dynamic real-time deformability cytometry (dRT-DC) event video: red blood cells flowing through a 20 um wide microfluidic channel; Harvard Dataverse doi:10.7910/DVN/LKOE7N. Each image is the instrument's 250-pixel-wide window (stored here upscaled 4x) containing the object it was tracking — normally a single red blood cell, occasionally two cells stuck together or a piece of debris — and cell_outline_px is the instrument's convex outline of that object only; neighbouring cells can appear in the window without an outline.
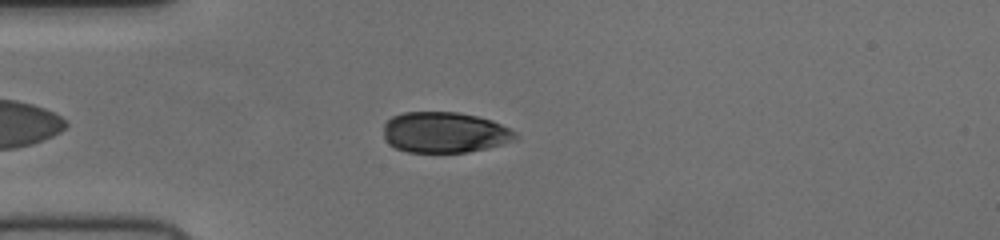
{"species": "human", "species_latin": "Homo sapiens", "temperature_condition": "cold", "stored_images_in_passage": 41, "camera_frame_rate_fps": 3000, "um_per_image_px": 0.085, "donor": {"sex": "female"}, "frame": {"image": 1, "passage_image": 6, "time_ms": 1.667, "image_size_px": [1000, 240], "cell_outline_px": [[516, 136], [500, 144], [488, 148], [468, 152], [408, 152], [396, 148], [388, 144], [384, 136], [384, 124], [392, 116], [404, 112], [460, 112], [492, 120], [516, 132]], "centroid_in_image_um": [37.73, 11.25], "position_along_channel_um": 47.3, "area_um2": 31.1}}
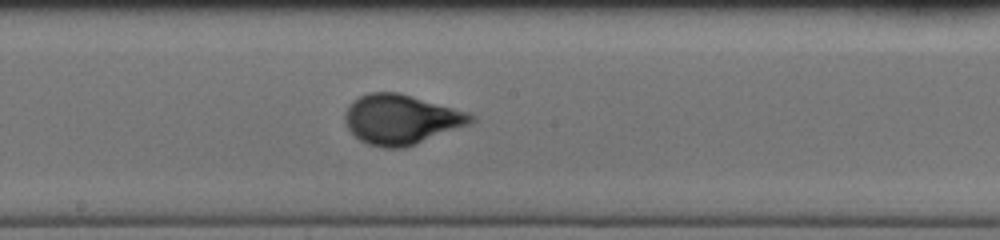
{"frame": {"image": 2, "passage_image": 20, "time_ms": 6.333, "image_size_px": [1000, 240], "cell_outline_px": [[472, 120], [468, 124], [416, 144], [404, 148], [380, 148], [368, 144], [360, 140], [348, 128], [344, 116], [352, 100], [368, 92], [400, 92], [468, 112], [472, 116]], "centroid_in_image_um": [34.05, 10.14], "position_along_channel_um": 214.1, "area_um2": 36.18}}
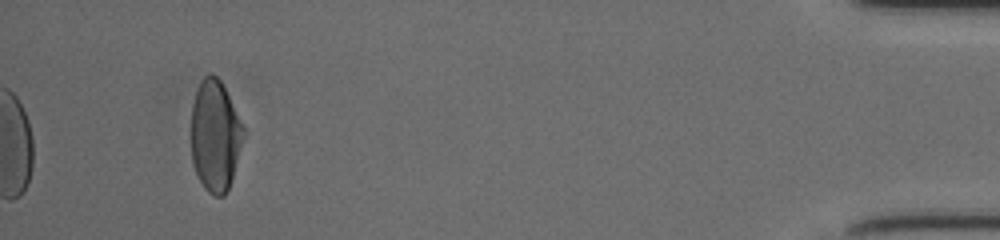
{"frame": {"image": 3, "passage_image": 41, "time_ms": 13.333, "image_size_px": [1000, 240], "cell_outline_px": [[244, 132], [232, 176], [228, 188], [224, 196], [216, 196], [208, 192], [204, 188], [196, 172], [192, 160], [192, 104], [200, 80], [208, 72], [212, 72], [220, 80], [244, 128]], "centroid_in_image_um": [18.26, 11.51], "position_along_channel_um": 416.9, "area_um2": 33.18}}